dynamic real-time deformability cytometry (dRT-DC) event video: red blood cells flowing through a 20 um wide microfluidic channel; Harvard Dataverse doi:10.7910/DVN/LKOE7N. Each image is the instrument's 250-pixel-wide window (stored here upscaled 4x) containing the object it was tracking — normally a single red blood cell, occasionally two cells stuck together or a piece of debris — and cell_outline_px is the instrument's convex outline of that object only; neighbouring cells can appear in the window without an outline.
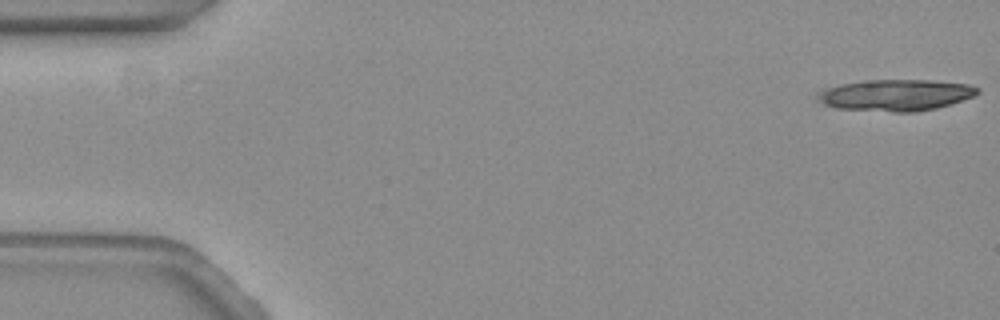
{"species": "common noctule bat (a hibernating species)", "species_latin": "Nyctalus noctula", "temperature_condition": "warm", "stored_images_in_passage": 40, "camera_frame_rate_fps": 3000, "um_per_image_px": 0.085, "animal": {"sex": "female", "body_mass_g": 19.3, "forearm_length_mm": 54.1}, "frame": {"image": 1, "passage_image": 1, "time_ms": 0.0, "image_size_px": [1000, 320], "cell_outline_px": [[980, 92], [972, 96], [952, 104], [936, 108], [916, 112], [892, 112], [836, 108], [824, 104], [816, 100], [816, 92], [820, 88], [840, 84], [864, 80], [928, 80], [968, 84], [980, 88]], "centroid_in_image_um": [76.07, 8.08], "position_along_channel_um": 8.9, "area_um2": 29.65}}
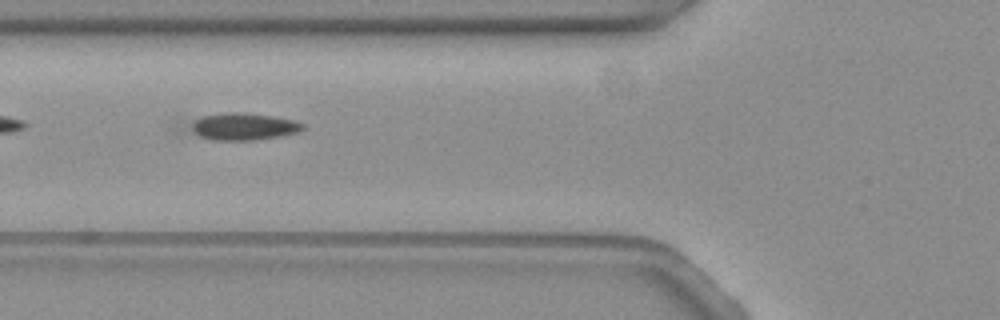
{"frame": {"image": 2, "passage_image": 22, "time_ms": 7.0, "image_size_px": [1000, 320], "cell_outline_px": [[304, 128], [296, 132], [280, 136], [252, 140], [212, 140], [176, 132], [176, 120], [232, 112], [244, 112], [272, 116], [292, 120], [304, 124]], "centroid_in_image_um": [20.18, 10.76], "position_along_channel_um": 105.6, "area_um2": 19.42}}
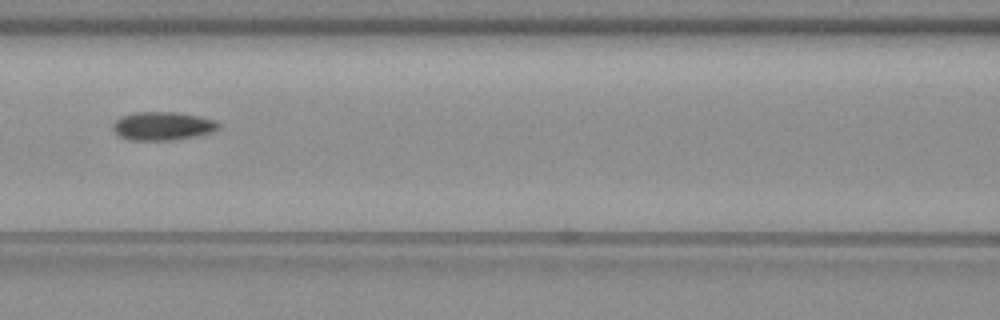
{"frame": {"image": 3, "passage_image": 26, "time_ms": 8.333, "image_size_px": [1000, 320], "cell_outline_px": [[220, 128], [208, 132], [192, 136], [172, 140], [128, 140], [120, 136], [112, 128], [112, 124], [120, 116], [136, 112], [176, 112], [200, 116], [216, 120], [220, 124]], "centroid_in_image_um": [13.8, 10.7], "position_along_channel_um": 152.8, "area_um2": 17.4}}